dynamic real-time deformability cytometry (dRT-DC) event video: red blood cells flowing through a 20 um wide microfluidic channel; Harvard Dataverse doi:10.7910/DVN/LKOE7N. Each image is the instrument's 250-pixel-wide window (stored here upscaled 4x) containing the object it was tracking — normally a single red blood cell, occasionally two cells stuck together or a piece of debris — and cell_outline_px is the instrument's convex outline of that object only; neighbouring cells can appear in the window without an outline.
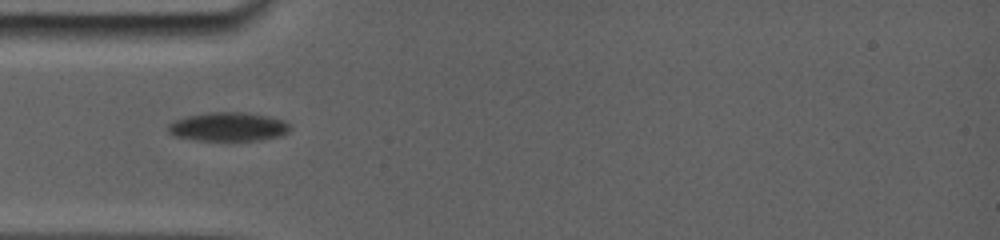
{"species": "common noctule bat (a hibernating species)", "species_latin": "Nyctalus noctula", "temperature_condition": "room temperature", "stored_images_in_passage": 4, "camera_frame_rate_fps": 5000, "um_per_image_px": 0.085, "animal": {"sex": "female", "body_mass_g": 19.0, "forearm_length_mm": 56.7}, "frame": {"image": 1, "passage_image": 1, "time_ms": 0.0, "image_size_px": [1000, 240], "cell_outline_px": [[288, 128], [284, 132], [272, 136], [252, 140], [204, 140], [176, 136], [168, 128], [176, 120], [188, 116], [212, 112], [240, 112], [268, 116], [280, 120], [288, 124]], "centroid_in_image_um": [19.36, 10.75], "position_along_channel_um": 65.6, "area_um2": 19.25}}
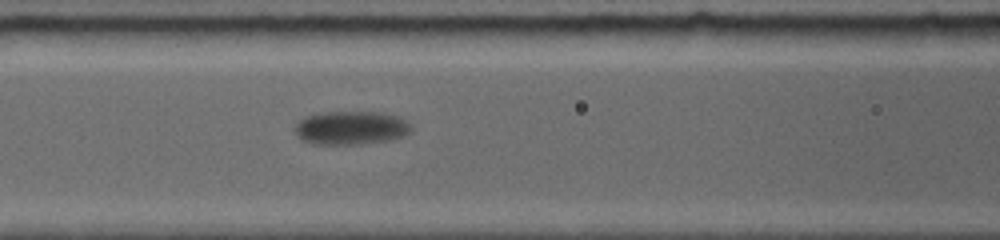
{"frame": {"image": 2, "passage_image": 3, "time_ms": 2.0, "image_size_px": [1000, 240], "cell_outline_px": [[408, 128], [400, 136], [380, 140], [348, 144], [332, 144], [308, 140], [300, 136], [296, 132], [296, 124], [300, 120], [308, 116], [328, 112], [376, 112], [396, 116], [404, 120], [408, 124]], "centroid_in_image_um": [29.79, 10.82], "position_along_channel_um": 136.8, "area_um2": 21.04}}
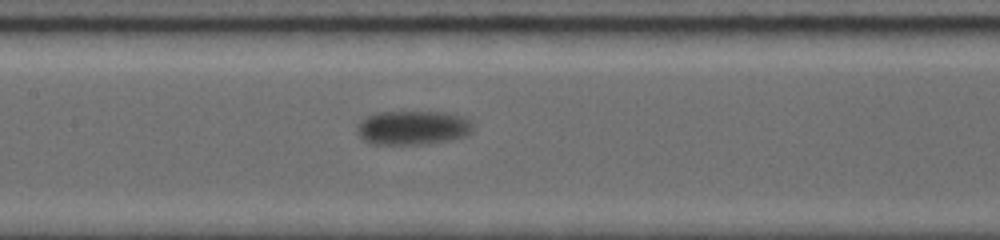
{"frame": {"image": 3, "passage_image": 4, "time_ms": 3.0, "image_size_px": [1000, 240], "cell_outline_px": [[468, 128], [464, 132], [452, 136], [436, 140], [400, 144], [388, 144], [368, 140], [360, 132], [360, 124], [368, 116], [380, 112], [436, 112], [460, 116], [468, 120]], "centroid_in_image_um": [34.98, 10.79], "position_along_channel_um": 172.4, "area_um2": 20.4}}